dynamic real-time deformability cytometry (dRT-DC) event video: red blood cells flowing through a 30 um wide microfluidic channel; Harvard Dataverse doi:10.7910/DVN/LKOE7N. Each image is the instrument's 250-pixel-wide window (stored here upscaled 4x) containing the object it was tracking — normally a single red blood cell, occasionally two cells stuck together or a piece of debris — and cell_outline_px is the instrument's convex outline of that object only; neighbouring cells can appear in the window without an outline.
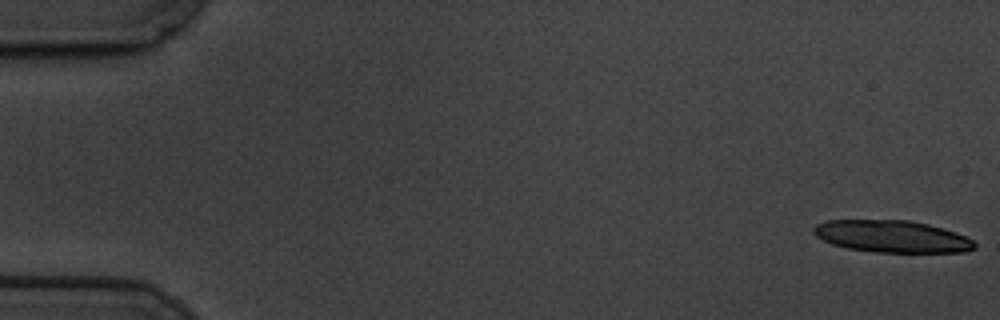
{"species": "common noctule bat (a hibernating species)", "species_latin": "Nyctalus noctula", "temperature_condition": "cold", "stored_images_in_passage": 45, "camera_frame_rate_fps": 3000, "um_per_image_px": 0.085, "animal": {"sex": "male", "body_mass_g": 19.5, "forearm_length_mm": 54.6}, "frame": {"image": 1, "passage_image": 1, "time_ms": 0.0, "image_size_px": [1000, 320], "cell_outline_px": [[976, 248], [964, 252], [876, 252], [848, 248], [832, 244], [816, 236], [812, 232], [812, 228], [816, 224], [824, 220], [908, 220], [928, 224], [956, 232], [972, 240], [976, 244]], "centroid_in_image_um": [75.79, 20.09], "position_along_channel_um": 9.2, "area_um2": 30.06}}
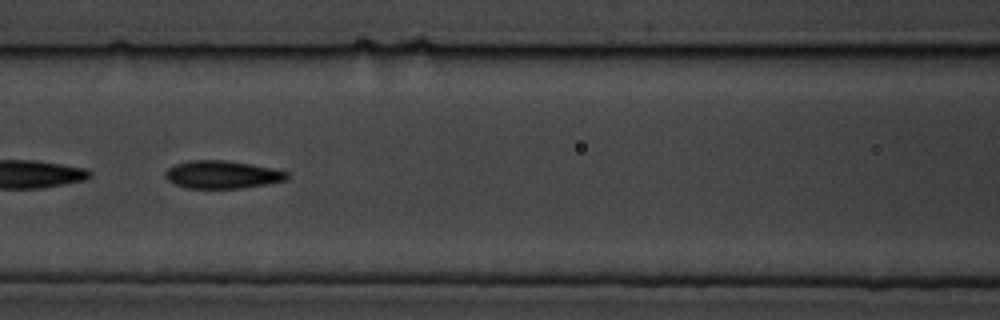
{"frame": {"image": 2, "passage_image": 27, "time_ms": 8.667, "image_size_px": [1000, 320], "cell_outline_px": [[292, 176], [288, 180], [268, 184], [244, 188], [188, 188], [176, 184], [168, 180], [164, 176], [164, 172], [168, 168], [176, 164], [188, 160], [224, 160], [272, 168], [288, 172]], "centroid_in_image_um": [18.92, 14.84], "position_along_channel_um": 147.7, "area_um2": 19.83}}
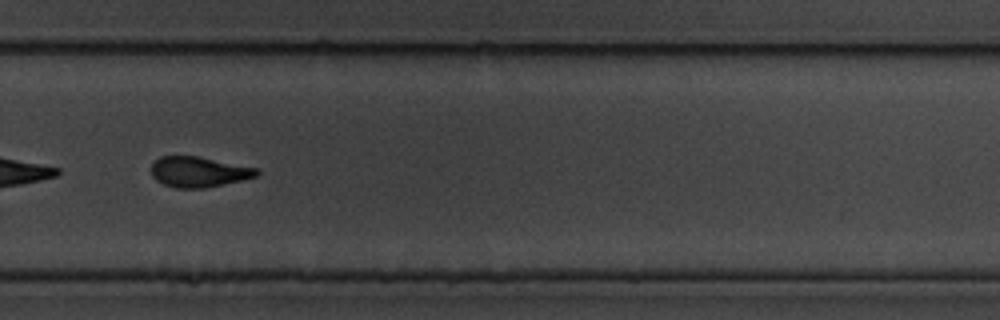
{"frame": {"image": 3, "passage_image": 42, "time_ms": 13.667, "image_size_px": [1000, 320], "cell_outline_px": [[260, 172], [256, 176], [224, 184], [204, 188], [176, 188], [164, 184], [156, 180], [152, 176], [152, 164], [160, 156], [196, 156], [260, 168]], "centroid_in_image_um": [16.9, 14.61], "position_along_channel_um": 312.9, "area_um2": 18.61}}